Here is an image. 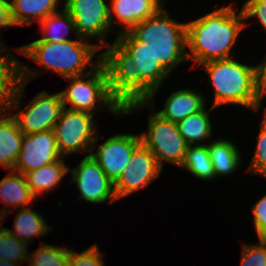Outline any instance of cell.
I'll use <instances>...</instances> for the list:
<instances>
[{
	"label": "cell",
	"mask_w": 266,
	"mask_h": 266,
	"mask_svg": "<svg viewBox=\"0 0 266 266\" xmlns=\"http://www.w3.org/2000/svg\"><path fill=\"white\" fill-rule=\"evenodd\" d=\"M264 118L266 119V109H265V111H264Z\"/></svg>",
	"instance_id": "obj_40"
},
{
	"label": "cell",
	"mask_w": 266,
	"mask_h": 266,
	"mask_svg": "<svg viewBox=\"0 0 266 266\" xmlns=\"http://www.w3.org/2000/svg\"><path fill=\"white\" fill-rule=\"evenodd\" d=\"M162 7L155 15L133 26L128 32L147 43L153 55L171 73L179 63L188 61L186 24L176 22Z\"/></svg>",
	"instance_id": "obj_4"
},
{
	"label": "cell",
	"mask_w": 266,
	"mask_h": 266,
	"mask_svg": "<svg viewBox=\"0 0 266 266\" xmlns=\"http://www.w3.org/2000/svg\"><path fill=\"white\" fill-rule=\"evenodd\" d=\"M64 158L60 155L54 130L24 134L22 147L13 171L28 173Z\"/></svg>",
	"instance_id": "obj_16"
},
{
	"label": "cell",
	"mask_w": 266,
	"mask_h": 266,
	"mask_svg": "<svg viewBox=\"0 0 266 266\" xmlns=\"http://www.w3.org/2000/svg\"><path fill=\"white\" fill-rule=\"evenodd\" d=\"M11 17L15 26H28L40 22L58 11L59 0H11Z\"/></svg>",
	"instance_id": "obj_19"
},
{
	"label": "cell",
	"mask_w": 266,
	"mask_h": 266,
	"mask_svg": "<svg viewBox=\"0 0 266 266\" xmlns=\"http://www.w3.org/2000/svg\"><path fill=\"white\" fill-rule=\"evenodd\" d=\"M243 21L242 9L236 14L229 5L186 23V43L191 50V53L187 52V59L200 65L232 58L230 50L247 25Z\"/></svg>",
	"instance_id": "obj_1"
},
{
	"label": "cell",
	"mask_w": 266,
	"mask_h": 266,
	"mask_svg": "<svg viewBox=\"0 0 266 266\" xmlns=\"http://www.w3.org/2000/svg\"><path fill=\"white\" fill-rule=\"evenodd\" d=\"M38 73L37 70L34 71L33 68L27 67L21 62V82L17 91L5 109H0V166L8 171L13 170L18 160L24 138V134L19 129L16 120L10 114L15 106L21 104L26 85Z\"/></svg>",
	"instance_id": "obj_10"
},
{
	"label": "cell",
	"mask_w": 266,
	"mask_h": 266,
	"mask_svg": "<svg viewBox=\"0 0 266 266\" xmlns=\"http://www.w3.org/2000/svg\"><path fill=\"white\" fill-rule=\"evenodd\" d=\"M147 131L140 134L141 142L153 153L158 166L164 162L181 167L186 156L188 144L180 134L177 124L163 119L151 112Z\"/></svg>",
	"instance_id": "obj_7"
},
{
	"label": "cell",
	"mask_w": 266,
	"mask_h": 266,
	"mask_svg": "<svg viewBox=\"0 0 266 266\" xmlns=\"http://www.w3.org/2000/svg\"><path fill=\"white\" fill-rule=\"evenodd\" d=\"M34 199L24 174L12 170L0 181V201L8 206L26 208Z\"/></svg>",
	"instance_id": "obj_23"
},
{
	"label": "cell",
	"mask_w": 266,
	"mask_h": 266,
	"mask_svg": "<svg viewBox=\"0 0 266 266\" xmlns=\"http://www.w3.org/2000/svg\"><path fill=\"white\" fill-rule=\"evenodd\" d=\"M256 151L249 164L247 172L258 174L266 178V119L263 117L257 137Z\"/></svg>",
	"instance_id": "obj_30"
},
{
	"label": "cell",
	"mask_w": 266,
	"mask_h": 266,
	"mask_svg": "<svg viewBox=\"0 0 266 266\" xmlns=\"http://www.w3.org/2000/svg\"><path fill=\"white\" fill-rule=\"evenodd\" d=\"M72 182H76L80 195L78 199L98 204L110 200H118L114 191V183L107 177L99 164L90 155H86L74 169H69Z\"/></svg>",
	"instance_id": "obj_14"
},
{
	"label": "cell",
	"mask_w": 266,
	"mask_h": 266,
	"mask_svg": "<svg viewBox=\"0 0 266 266\" xmlns=\"http://www.w3.org/2000/svg\"><path fill=\"white\" fill-rule=\"evenodd\" d=\"M92 114L65 108L54 128L56 144L62 157L72 153H91L96 149L98 132ZM87 152V153H86Z\"/></svg>",
	"instance_id": "obj_8"
},
{
	"label": "cell",
	"mask_w": 266,
	"mask_h": 266,
	"mask_svg": "<svg viewBox=\"0 0 266 266\" xmlns=\"http://www.w3.org/2000/svg\"><path fill=\"white\" fill-rule=\"evenodd\" d=\"M66 79L70 81V85L59 92L65 108L92 115L95 109L106 108L115 116L124 115V108L110 93L108 76L101 62L87 74ZM67 104L71 107H66Z\"/></svg>",
	"instance_id": "obj_5"
},
{
	"label": "cell",
	"mask_w": 266,
	"mask_h": 266,
	"mask_svg": "<svg viewBox=\"0 0 266 266\" xmlns=\"http://www.w3.org/2000/svg\"><path fill=\"white\" fill-rule=\"evenodd\" d=\"M64 9L72 16L77 37L89 40L97 37L100 49L108 44L105 34L111 31L110 11L105 0H65ZM104 43V44H103Z\"/></svg>",
	"instance_id": "obj_11"
},
{
	"label": "cell",
	"mask_w": 266,
	"mask_h": 266,
	"mask_svg": "<svg viewBox=\"0 0 266 266\" xmlns=\"http://www.w3.org/2000/svg\"><path fill=\"white\" fill-rule=\"evenodd\" d=\"M14 228L15 231L9 229L10 232L25 243H29L34 236H45L50 230L41 214L27 207L19 209L14 221Z\"/></svg>",
	"instance_id": "obj_25"
},
{
	"label": "cell",
	"mask_w": 266,
	"mask_h": 266,
	"mask_svg": "<svg viewBox=\"0 0 266 266\" xmlns=\"http://www.w3.org/2000/svg\"><path fill=\"white\" fill-rule=\"evenodd\" d=\"M141 143L140 135L116 134L97 146L90 155L99 164L107 177L115 183L126 168L134 149Z\"/></svg>",
	"instance_id": "obj_15"
},
{
	"label": "cell",
	"mask_w": 266,
	"mask_h": 266,
	"mask_svg": "<svg viewBox=\"0 0 266 266\" xmlns=\"http://www.w3.org/2000/svg\"><path fill=\"white\" fill-rule=\"evenodd\" d=\"M109 6L111 28L121 22L123 27L118 34L129 31L136 24L155 15L162 7L163 0H112ZM116 16L117 20H114Z\"/></svg>",
	"instance_id": "obj_17"
},
{
	"label": "cell",
	"mask_w": 266,
	"mask_h": 266,
	"mask_svg": "<svg viewBox=\"0 0 266 266\" xmlns=\"http://www.w3.org/2000/svg\"><path fill=\"white\" fill-rule=\"evenodd\" d=\"M39 24L41 26V31L43 32L42 34L44 37L35 41H72L71 39L66 38V35L68 32H70V30H72L73 33L77 35L74 20L64 8L63 10H61V12L57 11L53 14H49L46 18L42 19Z\"/></svg>",
	"instance_id": "obj_26"
},
{
	"label": "cell",
	"mask_w": 266,
	"mask_h": 266,
	"mask_svg": "<svg viewBox=\"0 0 266 266\" xmlns=\"http://www.w3.org/2000/svg\"><path fill=\"white\" fill-rule=\"evenodd\" d=\"M7 212H9V213L11 212L9 208L7 210V207L3 208V210L0 209V222H1V220L4 219V217H6Z\"/></svg>",
	"instance_id": "obj_37"
},
{
	"label": "cell",
	"mask_w": 266,
	"mask_h": 266,
	"mask_svg": "<svg viewBox=\"0 0 266 266\" xmlns=\"http://www.w3.org/2000/svg\"><path fill=\"white\" fill-rule=\"evenodd\" d=\"M15 26L11 17L10 2L0 0V27Z\"/></svg>",
	"instance_id": "obj_35"
},
{
	"label": "cell",
	"mask_w": 266,
	"mask_h": 266,
	"mask_svg": "<svg viewBox=\"0 0 266 266\" xmlns=\"http://www.w3.org/2000/svg\"><path fill=\"white\" fill-rule=\"evenodd\" d=\"M252 214L258 240H266V195L253 205Z\"/></svg>",
	"instance_id": "obj_33"
},
{
	"label": "cell",
	"mask_w": 266,
	"mask_h": 266,
	"mask_svg": "<svg viewBox=\"0 0 266 266\" xmlns=\"http://www.w3.org/2000/svg\"><path fill=\"white\" fill-rule=\"evenodd\" d=\"M116 40L132 54L136 74V102L127 104L124 114H130L145 106L150 109L156 91L158 92L161 83L170 73L154 57L147 43L137 41L128 31L118 34Z\"/></svg>",
	"instance_id": "obj_6"
},
{
	"label": "cell",
	"mask_w": 266,
	"mask_h": 266,
	"mask_svg": "<svg viewBox=\"0 0 266 266\" xmlns=\"http://www.w3.org/2000/svg\"><path fill=\"white\" fill-rule=\"evenodd\" d=\"M69 169L63 158H60L56 162L25 173L24 176L32 195L37 198L40 194L54 190L65 174L69 173Z\"/></svg>",
	"instance_id": "obj_20"
},
{
	"label": "cell",
	"mask_w": 266,
	"mask_h": 266,
	"mask_svg": "<svg viewBox=\"0 0 266 266\" xmlns=\"http://www.w3.org/2000/svg\"><path fill=\"white\" fill-rule=\"evenodd\" d=\"M101 53L111 95L124 108L136 102V74L134 58L117 40Z\"/></svg>",
	"instance_id": "obj_9"
},
{
	"label": "cell",
	"mask_w": 266,
	"mask_h": 266,
	"mask_svg": "<svg viewBox=\"0 0 266 266\" xmlns=\"http://www.w3.org/2000/svg\"><path fill=\"white\" fill-rule=\"evenodd\" d=\"M32 253L28 255L29 266H67L70 249L42 244Z\"/></svg>",
	"instance_id": "obj_29"
},
{
	"label": "cell",
	"mask_w": 266,
	"mask_h": 266,
	"mask_svg": "<svg viewBox=\"0 0 266 266\" xmlns=\"http://www.w3.org/2000/svg\"><path fill=\"white\" fill-rule=\"evenodd\" d=\"M245 3H265L266 6V0H246Z\"/></svg>",
	"instance_id": "obj_39"
},
{
	"label": "cell",
	"mask_w": 266,
	"mask_h": 266,
	"mask_svg": "<svg viewBox=\"0 0 266 266\" xmlns=\"http://www.w3.org/2000/svg\"><path fill=\"white\" fill-rule=\"evenodd\" d=\"M204 100L201 93H196L194 89H179L165 100L162 110L155 112L165 120L178 123L188 115L201 111L205 107Z\"/></svg>",
	"instance_id": "obj_18"
},
{
	"label": "cell",
	"mask_w": 266,
	"mask_h": 266,
	"mask_svg": "<svg viewBox=\"0 0 266 266\" xmlns=\"http://www.w3.org/2000/svg\"><path fill=\"white\" fill-rule=\"evenodd\" d=\"M98 50L100 45L90 44L86 39L77 37L64 42L33 41L19 47L17 52L66 79L91 72L101 62V54L95 63L92 60ZM91 61V69L84 73Z\"/></svg>",
	"instance_id": "obj_3"
},
{
	"label": "cell",
	"mask_w": 266,
	"mask_h": 266,
	"mask_svg": "<svg viewBox=\"0 0 266 266\" xmlns=\"http://www.w3.org/2000/svg\"><path fill=\"white\" fill-rule=\"evenodd\" d=\"M0 266H19V265L12 262H8L7 260L0 259Z\"/></svg>",
	"instance_id": "obj_38"
},
{
	"label": "cell",
	"mask_w": 266,
	"mask_h": 266,
	"mask_svg": "<svg viewBox=\"0 0 266 266\" xmlns=\"http://www.w3.org/2000/svg\"><path fill=\"white\" fill-rule=\"evenodd\" d=\"M3 44L0 43V109H5L21 82V62L8 51L3 55Z\"/></svg>",
	"instance_id": "obj_22"
},
{
	"label": "cell",
	"mask_w": 266,
	"mask_h": 266,
	"mask_svg": "<svg viewBox=\"0 0 266 266\" xmlns=\"http://www.w3.org/2000/svg\"><path fill=\"white\" fill-rule=\"evenodd\" d=\"M244 19L257 17L261 26L266 30V6L265 3H244L242 6Z\"/></svg>",
	"instance_id": "obj_34"
},
{
	"label": "cell",
	"mask_w": 266,
	"mask_h": 266,
	"mask_svg": "<svg viewBox=\"0 0 266 266\" xmlns=\"http://www.w3.org/2000/svg\"><path fill=\"white\" fill-rule=\"evenodd\" d=\"M240 266H266V240H259V244L242 245Z\"/></svg>",
	"instance_id": "obj_32"
},
{
	"label": "cell",
	"mask_w": 266,
	"mask_h": 266,
	"mask_svg": "<svg viewBox=\"0 0 266 266\" xmlns=\"http://www.w3.org/2000/svg\"><path fill=\"white\" fill-rule=\"evenodd\" d=\"M213 85L212 107L224 104L242 105L259 112L266 97L260 78V64L250 66L233 58L208 61L201 64Z\"/></svg>",
	"instance_id": "obj_2"
},
{
	"label": "cell",
	"mask_w": 266,
	"mask_h": 266,
	"mask_svg": "<svg viewBox=\"0 0 266 266\" xmlns=\"http://www.w3.org/2000/svg\"><path fill=\"white\" fill-rule=\"evenodd\" d=\"M260 64V78L263 85L264 90L266 91V58Z\"/></svg>",
	"instance_id": "obj_36"
},
{
	"label": "cell",
	"mask_w": 266,
	"mask_h": 266,
	"mask_svg": "<svg viewBox=\"0 0 266 266\" xmlns=\"http://www.w3.org/2000/svg\"><path fill=\"white\" fill-rule=\"evenodd\" d=\"M181 167L188 170L197 179L208 181L216 178L207 145L188 146Z\"/></svg>",
	"instance_id": "obj_27"
},
{
	"label": "cell",
	"mask_w": 266,
	"mask_h": 266,
	"mask_svg": "<svg viewBox=\"0 0 266 266\" xmlns=\"http://www.w3.org/2000/svg\"><path fill=\"white\" fill-rule=\"evenodd\" d=\"M161 170L153 153L141 142L134 149L126 168L114 183L117 199L148 187L159 177Z\"/></svg>",
	"instance_id": "obj_13"
},
{
	"label": "cell",
	"mask_w": 266,
	"mask_h": 266,
	"mask_svg": "<svg viewBox=\"0 0 266 266\" xmlns=\"http://www.w3.org/2000/svg\"><path fill=\"white\" fill-rule=\"evenodd\" d=\"M216 177L231 175L240 166L241 155L234 142L218 139L207 144Z\"/></svg>",
	"instance_id": "obj_21"
},
{
	"label": "cell",
	"mask_w": 266,
	"mask_h": 266,
	"mask_svg": "<svg viewBox=\"0 0 266 266\" xmlns=\"http://www.w3.org/2000/svg\"><path fill=\"white\" fill-rule=\"evenodd\" d=\"M214 107L209 110L203 108L201 111L188 115L177 124L178 130L189 146L207 145L203 140L212 136V125L209 118V113ZM203 142V143H202ZM202 143V144H201Z\"/></svg>",
	"instance_id": "obj_24"
},
{
	"label": "cell",
	"mask_w": 266,
	"mask_h": 266,
	"mask_svg": "<svg viewBox=\"0 0 266 266\" xmlns=\"http://www.w3.org/2000/svg\"><path fill=\"white\" fill-rule=\"evenodd\" d=\"M64 110L65 105L59 92L48 94L46 91H41L25 110H19L12 117L23 134H34L54 130Z\"/></svg>",
	"instance_id": "obj_12"
},
{
	"label": "cell",
	"mask_w": 266,
	"mask_h": 266,
	"mask_svg": "<svg viewBox=\"0 0 266 266\" xmlns=\"http://www.w3.org/2000/svg\"><path fill=\"white\" fill-rule=\"evenodd\" d=\"M27 245L14 236L7 227L0 226V259L20 266L29 258Z\"/></svg>",
	"instance_id": "obj_28"
},
{
	"label": "cell",
	"mask_w": 266,
	"mask_h": 266,
	"mask_svg": "<svg viewBox=\"0 0 266 266\" xmlns=\"http://www.w3.org/2000/svg\"><path fill=\"white\" fill-rule=\"evenodd\" d=\"M98 245H92L83 252L70 250L67 266H105Z\"/></svg>",
	"instance_id": "obj_31"
}]
</instances>
